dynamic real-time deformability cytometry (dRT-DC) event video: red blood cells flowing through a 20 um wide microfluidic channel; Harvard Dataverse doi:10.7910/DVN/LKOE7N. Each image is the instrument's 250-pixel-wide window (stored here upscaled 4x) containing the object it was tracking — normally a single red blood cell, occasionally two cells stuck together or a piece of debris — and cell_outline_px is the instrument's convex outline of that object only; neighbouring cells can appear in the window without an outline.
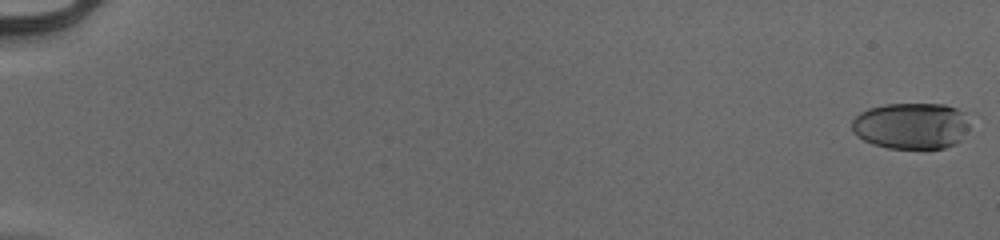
{"species": "human", "species_latin": "Homo sapiens", "temperature_condition": "cold", "stored_images_in_passage": 55, "camera_frame_rate_fps": 3000, "um_per_image_px": 0.085, "donor": {"sex": "male"}, "frame": {"image": 1, "passage_image": 1, "time_ms": 0.0, "image_size_px": [1000, 240], "cell_outline_px": [[968, 128], [960, 140], [956, 144], [944, 148], [888, 148], [872, 144], [856, 136], [852, 128], [852, 120], [860, 112], [868, 108], [884, 104], [944, 104], [956, 108], [964, 112], [968, 116]], "centroid_in_image_um": [77.45, 10.69], "position_along_channel_um": 7.5, "area_um2": 32.02}}
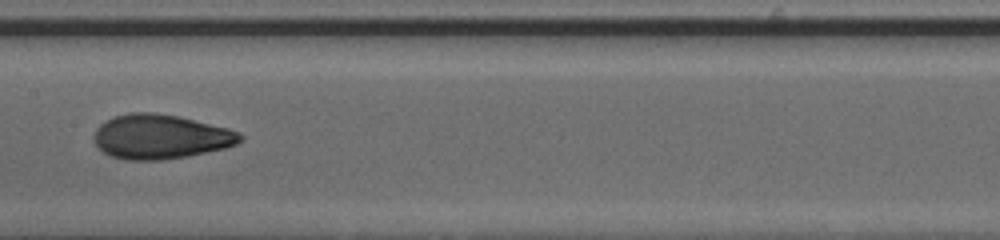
{"frame": {"image": 2, "passage_image": 31, "time_ms": 10.0, "image_size_px": [1000, 240], "cell_outline_px": [[244, 140], [236, 144], [224, 148], [188, 156], [160, 160], [128, 160], [112, 156], [104, 152], [96, 144], [92, 136], [96, 128], [100, 124], [112, 116], [128, 112], [152, 112], [180, 116], [228, 128], [240, 132], [244, 136]], "centroid_in_image_um": [13.65, 11.6], "position_along_channel_um": 193.8, "area_um2": 38.15}}
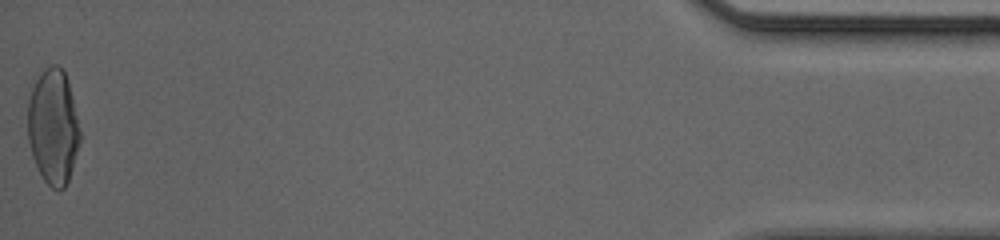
{"frame": {"image": 3, "passage_image": 55, "time_ms": 18.0, "image_size_px": [1000, 240], "cell_outline_px": [[80, 140], [68, 180], [64, 188], [60, 192], [52, 188], [44, 180], [32, 156], [28, 140], [28, 100], [32, 88], [40, 72], [44, 68], [52, 64], [56, 64], [64, 72], [68, 80], [72, 96], [80, 132]], "centroid_in_image_um": [4.51, 10.76], "position_along_channel_um": 430.7, "area_um2": 34.85}, "authors_computed_cell_mechanics": {"area_um2": 35.3158, "velocity_mm_per_s": 3.9847, "shape_relaxation_time_tau1_ms": 4.4008, "shape_relaxation_time_tau2_ms": 1.2237, "deformation_change_tau1": 0.1955, "deformation_change_tau2": 0.0683}}